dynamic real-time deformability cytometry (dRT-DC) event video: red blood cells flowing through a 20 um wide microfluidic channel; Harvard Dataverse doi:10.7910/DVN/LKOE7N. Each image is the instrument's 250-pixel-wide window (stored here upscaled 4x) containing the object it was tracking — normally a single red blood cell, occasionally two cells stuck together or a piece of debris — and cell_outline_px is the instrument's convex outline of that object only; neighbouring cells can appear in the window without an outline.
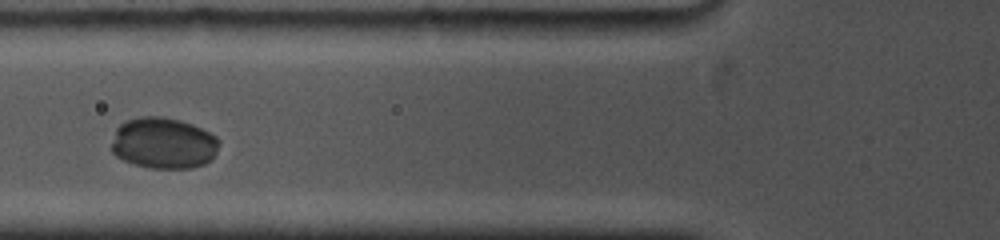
{"species": "common noctule bat (a hibernating species)", "species_latin": "Nyctalus noctula", "temperature_condition": "cold", "stored_images_in_passage": 11, "camera_frame_rate_fps": 5000, "um_per_image_px": 0.085, "animal": {"sex": "female", "body_mass_g": 19.0, "forearm_length_mm": 53.3}, "frame": {"image": 1, "passage_image": 2, "time_ms": 1.0, "image_size_px": [1000, 240], "cell_outline_px": [[220, 140], [216, 152], [204, 164], [192, 168], [148, 168], [124, 160], [116, 156], [112, 152], [112, 144], [116, 128], [120, 124], [128, 120], [140, 116], [164, 116], [180, 120], [192, 124], [216, 136]], "centroid_in_image_um": [13.89, 12.16], "position_along_channel_um": 111.9, "area_um2": 32.02}}